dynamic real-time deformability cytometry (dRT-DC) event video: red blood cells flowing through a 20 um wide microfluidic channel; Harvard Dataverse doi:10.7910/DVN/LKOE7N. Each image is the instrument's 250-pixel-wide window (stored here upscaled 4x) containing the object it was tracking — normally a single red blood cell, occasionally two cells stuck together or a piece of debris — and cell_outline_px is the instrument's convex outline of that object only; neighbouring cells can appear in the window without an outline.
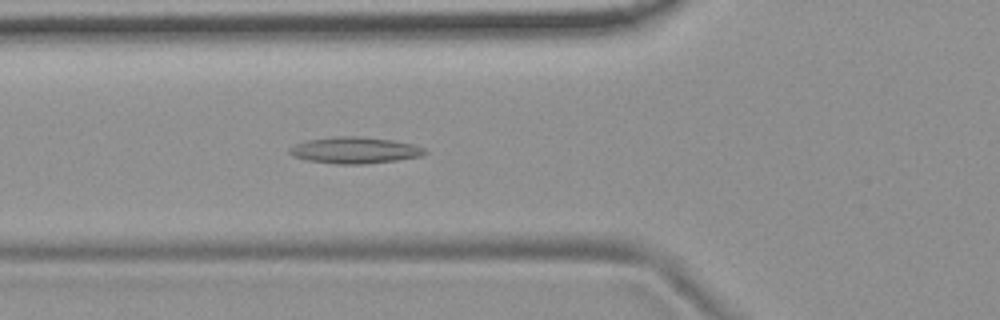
{"species": "common noctule bat (a hibernating species)", "species_latin": "Nyctalus noctula", "temperature_condition": "room temperature", "stored_images_in_passage": 54, "camera_frame_rate_fps": 3000, "um_per_image_px": 0.085, "animal": {"sex": "female", "body_mass_g": 19.9}, "frame": {"image": 1, "passage_image": 19, "time_ms": 6.0, "image_size_px": [1000, 320], "cell_outline_px": [[428, 152], [420, 156], [396, 160], [364, 164], [336, 164], [304, 160], [292, 156], [288, 152], [288, 148], [304, 140], [332, 136], [360, 136], [392, 140], [412, 144], [424, 148]], "centroid_in_image_um": [30.08, 12.76], "position_along_channel_um": 95.7, "area_um2": 21.04}}
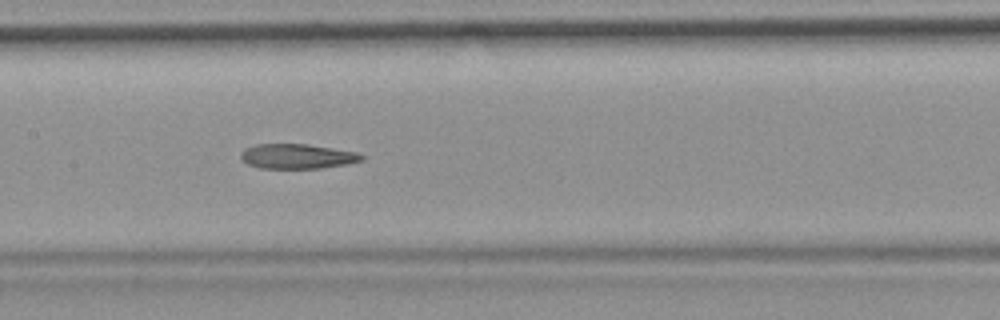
{"frame": {"image": 2, "passage_image": 26, "time_ms": 8.333, "image_size_px": [1000, 320], "cell_outline_px": [[364, 160], [348, 164], [320, 168], [260, 168], [248, 164], [240, 156], [240, 152], [244, 148], [256, 144], [308, 144], [356, 152], [364, 156]], "centroid_in_image_um": [25.26, 13.28], "position_along_channel_um": 182.1, "area_um2": 17.46}}
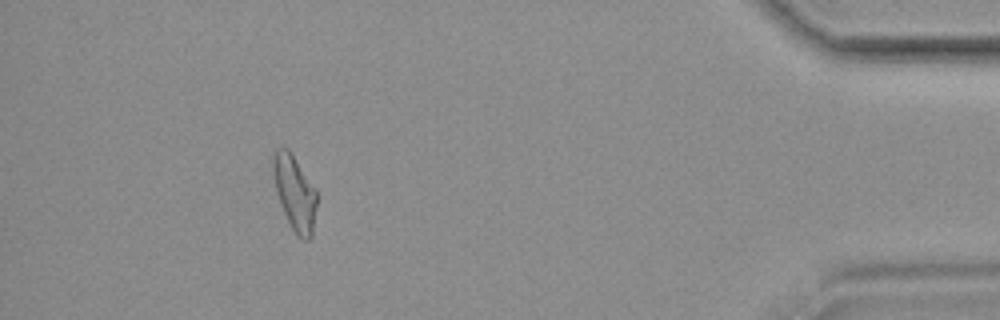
{"frame": {"image": 3, "passage_image": 49, "time_ms": 16.0, "image_size_px": [1000, 320], "cell_outline_px": [[316, 204], [312, 236], [308, 240], [304, 240], [292, 228], [280, 204], [276, 192], [272, 168], [272, 156], [276, 148], [288, 148], [316, 188]], "centroid_in_image_um": [25.04, 16.34], "position_along_channel_um": 410.2, "area_um2": 18.9}, "authors_computed_cell_mechanics": {"area_um2": 19.0162, "velocity_mm_per_s": 3.6943, "shape_relaxation_time_tau1_ms": null, "shape_relaxation_time_tau2_ms": 5.6089, "deformation_change_tau1": null, "deformation_change_tau2": 0.1598}}